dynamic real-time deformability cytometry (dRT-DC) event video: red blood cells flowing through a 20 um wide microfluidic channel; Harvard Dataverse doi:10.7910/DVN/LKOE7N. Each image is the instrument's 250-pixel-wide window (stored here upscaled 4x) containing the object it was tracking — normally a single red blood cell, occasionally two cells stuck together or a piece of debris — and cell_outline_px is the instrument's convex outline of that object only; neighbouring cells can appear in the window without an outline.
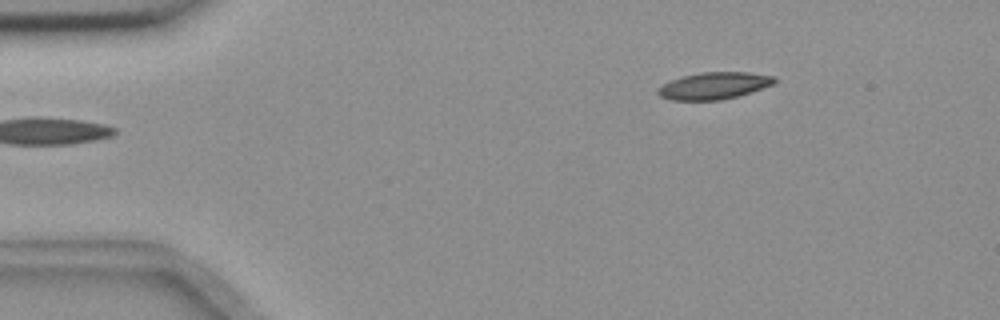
{"species": "common noctule bat (a hibernating species)", "species_latin": "Nyctalus noctula", "temperature_condition": "room temperature", "stored_images_in_passage": 49, "camera_frame_rate_fps": 3000, "um_per_image_px": 0.085, "animal": {"sex": "female", "body_mass_g": 18.4}, "frame": {"image": 1, "passage_image": 2, "time_ms": 0.333, "image_size_px": [1000, 320], "cell_outline_px": [[776, 84], [736, 96], [720, 100], [668, 100], [660, 96], [656, 92], [656, 88], [672, 80], [684, 76], [700, 72], [748, 72], [776, 76]], "centroid_in_image_um": [60.7, 7.28], "position_along_channel_um": 24.3, "area_um2": 18.32}}
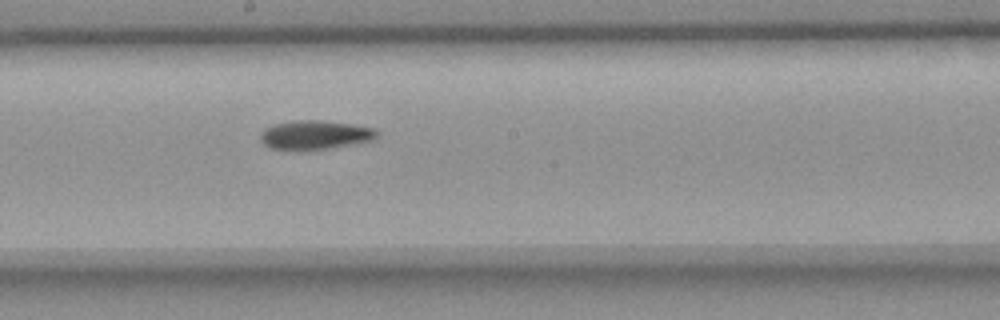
{"frame": {"image": 2, "passage_image": 24, "time_ms": 7.667, "image_size_px": [1000, 320], "cell_outline_px": [[380, 136], [372, 140], [356, 144], [328, 148], [272, 148], [264, 144], [260, 140], [260, 136], [264, 128], [272, 124], [296, 120], [320, 120], [352, 124], [376, 128]], "centroid_in_image_um": [26.84, 11.43], "position_along_channel_um": 221.4, "area_um2": 19.42}}
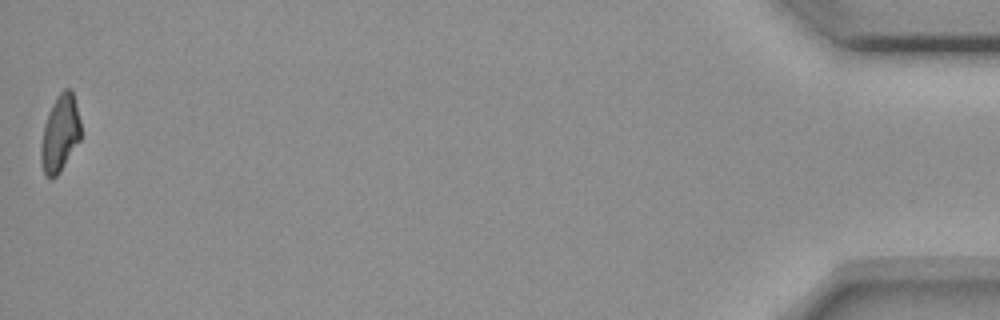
{"frame": {"image": 3, "passage_image": 49, "time_ms": 16.0, "image_size_px": [1000, 320], "cell_outline_px": [[80, 140], [60, 172], [52, 180], [44, 176], [40, 164], [40, 144], [44, 124], [48, 112], [56, 96], [64, 88], [68, 88], [72, 92], [80, 120]], "centroid_in_image_um": [5.06, 11.4], "position_along_channel_um": 430.1, "area_um2": 18.03}}